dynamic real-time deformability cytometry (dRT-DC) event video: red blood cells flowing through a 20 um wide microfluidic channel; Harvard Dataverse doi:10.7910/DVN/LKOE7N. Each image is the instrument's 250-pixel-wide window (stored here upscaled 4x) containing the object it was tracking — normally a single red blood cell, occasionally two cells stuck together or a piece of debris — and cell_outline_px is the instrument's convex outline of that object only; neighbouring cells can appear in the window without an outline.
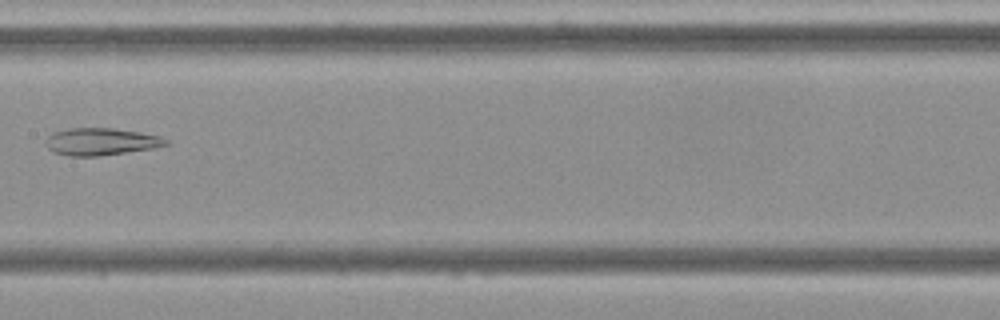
{"species": "Egyptian fruit bat (a non-hibernating species)", "species_latin": "Rousettus aegyptiacus", "temperature_condition": "cold", "stored_images_in_passage": 8, "camera_frame_rate_fps": 3000, "um_per_image_px": 0.085, "frame": {"image": 1, "passage_image": 8, "time_ms": 8.333, "image_size_px": [1000, 320], "cell_outline_px": [[168, 144], [152, 148], [100, 156], [68, 156], [52, 152], [48, 148], [44, 140], [52, 132], [68, 128], [112, 128], [140, 132], [160, 136], [168, 140]], "centroid_in_image_um": [8.53, 12.04], "position_along_channel_um": 198.9, "area_um2": 19.13}}